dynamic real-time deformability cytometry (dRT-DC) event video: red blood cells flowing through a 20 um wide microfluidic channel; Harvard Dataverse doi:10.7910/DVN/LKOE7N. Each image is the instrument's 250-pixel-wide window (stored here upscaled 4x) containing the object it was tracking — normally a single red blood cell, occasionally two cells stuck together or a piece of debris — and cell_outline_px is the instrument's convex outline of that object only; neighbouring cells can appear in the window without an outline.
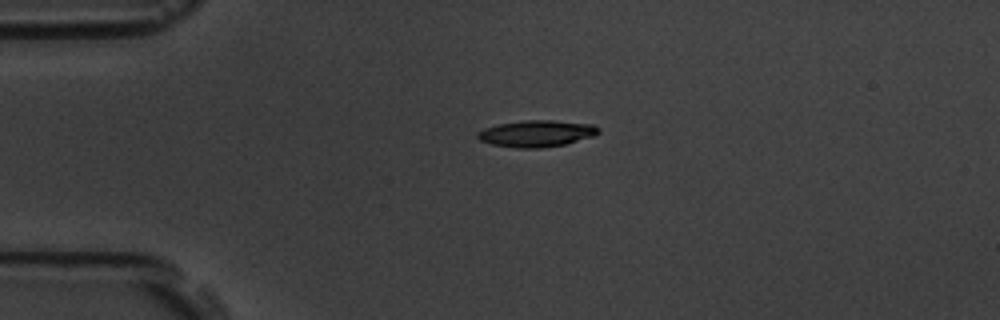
{"species": "common noctule bat (a hibernating species)", "species_latin": "Nyctalus noctula", "temperature_condition": "room temperature", "stored_images_in_passage": 2, "camera_frame_rate_fps": 3000, "um_per_image_px": 0.085, "animal": {"sex": "male", "body_mass_g": 19.5, "forearm_length_mm": 54.6}, "frame": {"image": 1, "passage_image": 1, "time_ms": 0.0, "image_size_px": [1000, 320], "cell_outline_px": [[600, 132], [592, 136], [564, 144], [540, 148], [516, 148], [492, 144], [480, 140], [476, 136], [476, 132], [484, 128], [496, 124], [524, 120], [552, 120], [592, 124], [600, 128]], "centroid_in_image_um": [45.57, 11.34], "position_along_channel_um": 39.4, "area_um2": 18.73}}